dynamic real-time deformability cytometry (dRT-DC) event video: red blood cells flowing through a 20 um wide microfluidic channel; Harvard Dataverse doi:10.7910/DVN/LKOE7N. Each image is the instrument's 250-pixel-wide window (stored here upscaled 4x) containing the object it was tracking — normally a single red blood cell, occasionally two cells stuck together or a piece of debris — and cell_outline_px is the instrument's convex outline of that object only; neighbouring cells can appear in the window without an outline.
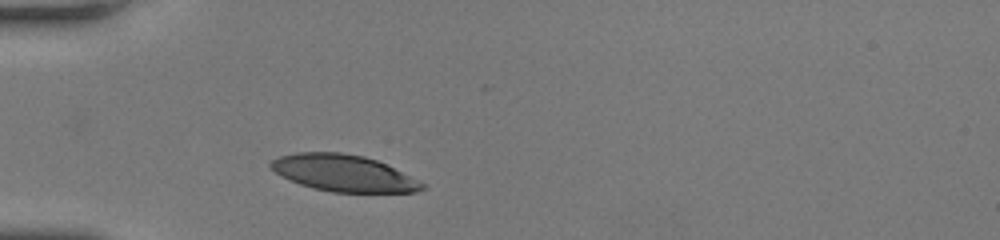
{"species": "human", "species_latin": "Homo sapiens", "temperature_condition": "room temperature", "stored_images_in_passage": 26, "camera_frame_rate_fps": 3000, "um_per_image_px": 0.085, "donor": {"sex": "female"}, "frame": {"image": 1, "passage_image": 1, "time_ms": 0.0, "image_size_px": [1000, 240], "cell_outline_px": [[428, 184], [424, 188], [416, 192], [332, 192], [312, 188], [300, 184], [280, 176], [268, 164], [272, 160], [280, 156], [296, 152], [340, 152], [364, 156], [376, 160]], "centroid_in_image_um": [29.2, 14.72], "position_along_channel_um": 55.8, "area_um2": 32.25}}
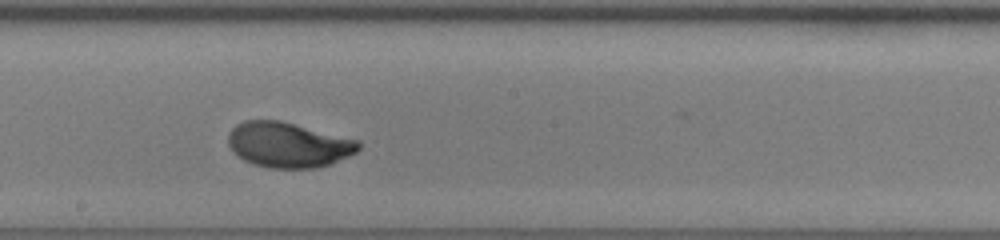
{"frame": {"image": 2, "passage_image": 14, "time_ms": 4.333, "image_size_px": [1000, 240], "cell_outline_px": [[360, 148], [356, 152], [348, 156], [328, 164], [316, 168], [268, 168], [252, 164], [244, 160], [232, 152], [228, 144], [228, 132], [236, 124], [244, 120], [280, 120], [360, 140]], "centroid_in_image_um": [24.47, 12.3], "position_along_channel_um": 223.7, "area_um2": 34.56}}
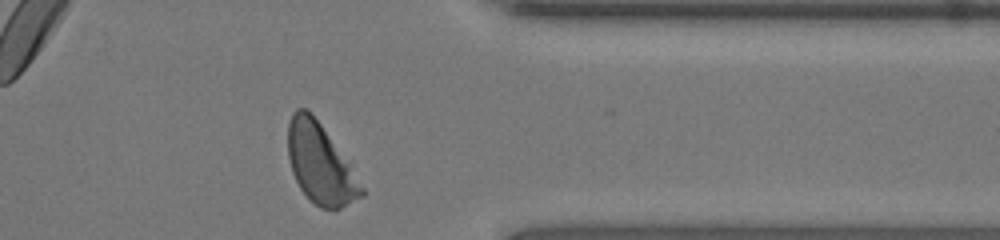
{"frame": {"image": 3, "passage_image": 26, "time_ms": 8.333, "image_size_px": [1000, 240], "cell_outline_px": [[364, 196], [340, 208], [320, 208], [308, 200], [300, 188], [292, 172], [288, 156], [288, 124], [292, 112], [296, 108], [304, 108], [312, 112], [348, 164], [364, 188]], "centroid_in_image_um": [27.18, 13.93], "position_along_channel_um": 384.2, "area_um2": 33.7}, "authors_computed_cell_mechanics": {"area_um2": 34.2754, "velocity_mm_per_s": 4.1904, "shape_relaxation_time_tau1_ms": 3.0744, "shape_relaxation_time_tau2_ms": null, "deformation_change_tau1": 0.186, "deformation_change_tau2": null}}